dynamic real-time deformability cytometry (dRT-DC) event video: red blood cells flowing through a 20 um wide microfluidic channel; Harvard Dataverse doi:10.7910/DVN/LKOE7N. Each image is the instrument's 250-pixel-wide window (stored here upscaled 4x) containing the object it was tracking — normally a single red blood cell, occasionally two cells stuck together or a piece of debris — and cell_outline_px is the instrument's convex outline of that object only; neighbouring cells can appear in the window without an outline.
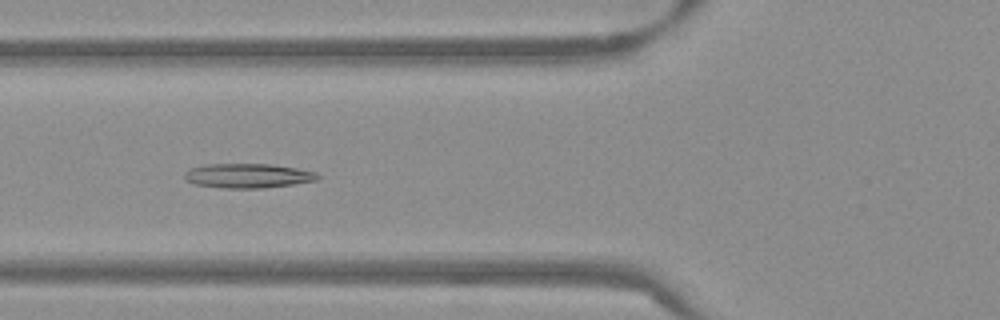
{"species": "Egyptian fruit bat (a non-hibernating species)", "species_latin": "Rousettus aegyptiacus", "temperature_condition": "warm", "stored_images_in_passage": 44, "camera_frame_rate_fps": 3000, "um_per_image_px": 0.085, "frame": {"image": 1, "passage_image": 11, "time_ms": 3.333, "image_size_px": [1000, 320], "cell_outline_px": [[320, 176], [316, 180], [292, 184], [264, 188], [224, 188], [192, 184], [184, 176], [184, 172], [188, 168], [204, 164], [272, 164], [296, 168], [316, 172]], "centroid_in_image_um": [21.02, 14.93], "position_along_channel_um": 104.8, "area_um2": 19.02}}
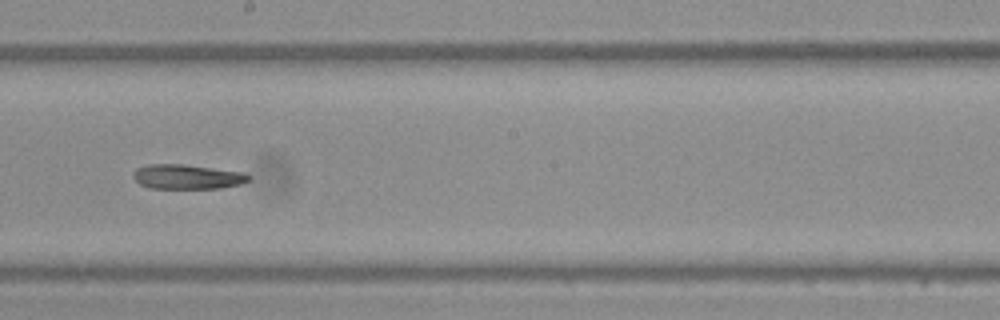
{"frame": {"image": 2, "passage_image": 21, "time_ms": 6.667, "image_size_px": [1000, 320], "cell_outline_px": [[252, 180], [240, 184], [220, 188], [152, 188], [140, 184], [132, 176], [132, 172], [136, 168], [148, 164], [184, 164], [244, 172], [252, 176]], "centroid_in_image_um": [15.94, 15.01], "position_along_channel_um": 232.3, "area_um2": 16.7}}
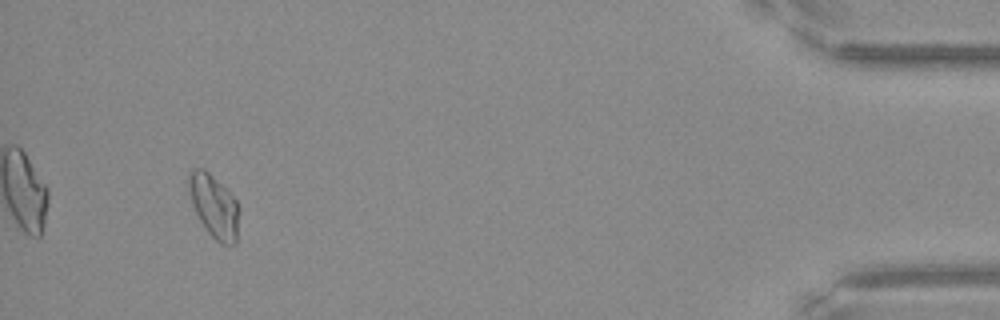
{"frame": {"image": 3, "passage_image": 41, "time_ms": 13.333, "image_size_px": [1000, 320], "cell_outline_px": [[240, 212], [236, 244], [220, 244], [208, 232], [200, 220], [192, 204], [188, 188], [188, 172], [192, 168], [204, 168], [236, 200], [240, 208]], "centroid_in_image_um": [18.2, 17.53], "position_along_channel_um": 417.0, "area_um2": 18.5}, "authors_computed_cell_mechanics": {"area_um2": 17.7157, "velocity_mm_per_s": 3.8178, "shape_relaxation_time_tau1_ms": null, "shape_relaxation_time_tau2_ms": 10.2794, "deformation_change_tau1": null, "deformation_change_tau2": 0.1655}}